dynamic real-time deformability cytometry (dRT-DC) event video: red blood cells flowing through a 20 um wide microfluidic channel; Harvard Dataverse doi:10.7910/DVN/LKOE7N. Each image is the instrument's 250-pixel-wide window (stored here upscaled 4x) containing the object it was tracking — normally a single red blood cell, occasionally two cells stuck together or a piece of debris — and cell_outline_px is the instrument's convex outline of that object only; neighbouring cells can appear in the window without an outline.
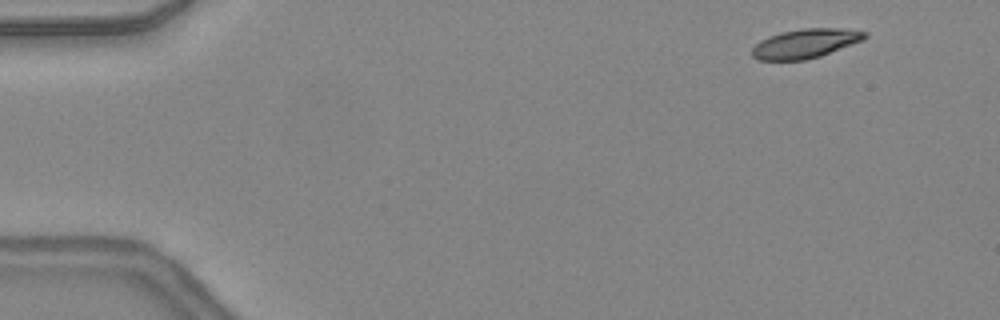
{"species": "common noctule bat (a hibernating species)", "species_latin": "Nyctalus noctula", "temperature_condition": "warm", "stored_images_in_passage": 10, "camera_frame_rate_fps": 3000, "um_per_image_px": 0.085, "animal": {"sex": "female", "body_mass_g": 24.6, "forearm_length_mm": 56.2}, "frame": {"image": 1, "passage_image": 3, "time_ms": 0.667, "image_size_px": [1000, 320], "cell_outline_px": [[868, 36], [864, 40], [820, 56], [804, 60], [756, 60], [752, 56], [752, 48], [760, 40], [768, 36], [780, 32], [804, 28], [844, 28], [868, 32]], "centroid_in_image_um": [68.46, 3.69], "position_along_channel_um": 16.5, "area_um2": 19.36}}